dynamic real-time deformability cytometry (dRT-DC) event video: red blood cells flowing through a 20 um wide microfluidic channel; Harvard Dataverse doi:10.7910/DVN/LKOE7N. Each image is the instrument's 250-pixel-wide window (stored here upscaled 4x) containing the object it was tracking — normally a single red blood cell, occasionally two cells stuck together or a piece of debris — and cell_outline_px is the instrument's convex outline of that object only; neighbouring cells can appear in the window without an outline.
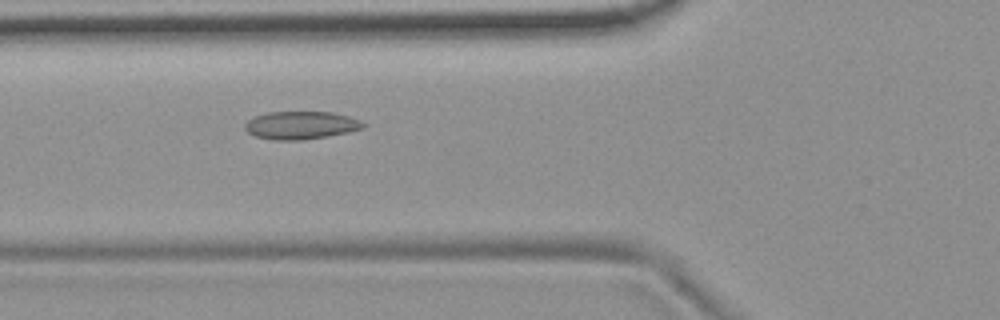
{"species": "common noctule bat (a hibernating species)", "species_latin": "Nyctalus noctula", "temperature_condition": "room temperature", "stored_images_in_passage": 42, "camera_frame_rate_fps": 3000, "um_per_image_px": 0.085, "animal": {"sex": "female", "body_mass_g": 19.9}, "frame": {"image": 1, "passage_image": 8, "time_ms": 2.333, "image_size_px": [1000, 320], "cell_outline_px": [[368, 124], [364, 128], [348, 132], [328, 136], [304, 140], [276, 140], [256, 136], [248, 132], [244, 128], [244, 124], [248, 120], [256, 116], [268, 112], [332, 112], [348, 116], [360, 120]], "centroid_in_image_um": [25.61, 10.65], "position_along_channel_um": 100.2, "area_um2": 19.25}}
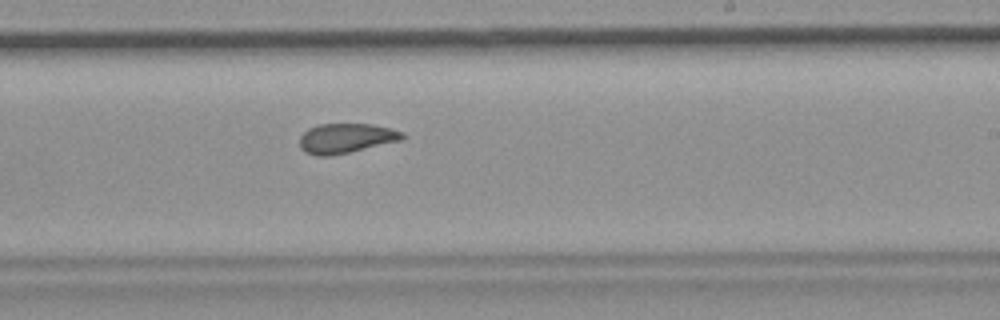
{"frame": {"image": 2, "passage_image": 21, "time_ms": 6.667, "image_size_px": [1000, 320], "cell_outline_px": [[404, 136], [400, 140], [348, 152], [328, 156], [320, 156], [304, 152], [300, 148], [300, 136], [308, 128], [320, 124], [372, 124], [392, 128], [404, 132]], "centroid_in_image_um": [29.38, 11.74], "position_along_channel_um": 259.6, "area_um2": 17.63}}
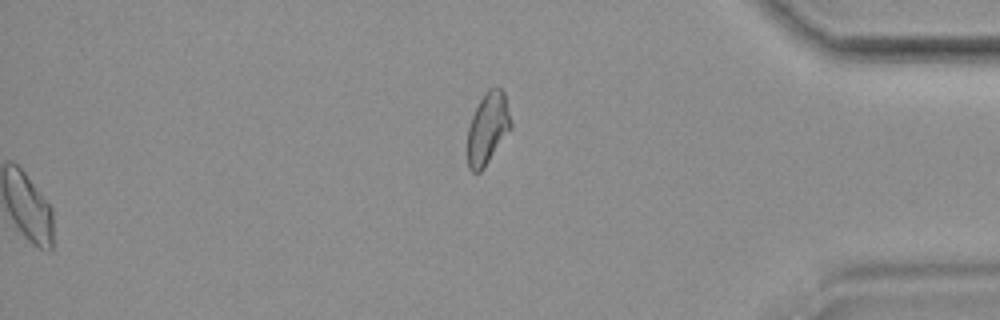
{"frame": {"image": 3, "passage_image": 34, "time_ms": 11.0, "image_size_px": [1000, 320], "cell_outline_px": [[512, 128], [484, 168], [480, 172], [472, 172], [468, 168], [468, 128], [472, 116], [480, 100], [488, 88], [500, 88], [504, 92], [512, 124]], "centroid_in_image_um": [41.46, 10.93], "position_along_channel_um": 393.7, "area_um2": 18.03}, "authors_computed_cell_mechanics": {"area_um2": 18.1203, "velocity_mm_per_s": 3.6832, "shape_relaxation_time_tau1_ms": null, "shape_relaxation_time_tau2_ms": 2.5257, "deformation_change_tau1": null, "deformation_change_tau2": 0.0778}}